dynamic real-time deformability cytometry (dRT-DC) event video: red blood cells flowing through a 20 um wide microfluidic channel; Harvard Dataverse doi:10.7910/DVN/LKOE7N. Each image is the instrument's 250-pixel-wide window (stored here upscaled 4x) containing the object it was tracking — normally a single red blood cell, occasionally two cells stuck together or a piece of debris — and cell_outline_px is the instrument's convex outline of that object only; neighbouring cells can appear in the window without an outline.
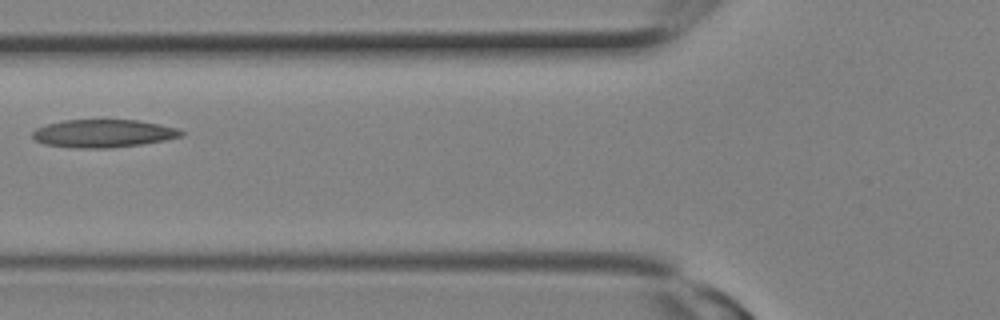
{"species": "Egyptian fruit bat (a non-hibernating species)", "species_latin": "Rousettus aegyptiacus", "temperature_condition": "room temperature", "stored_images_in_passage": 18, "camera_frame_rate_fps": 3000, "um_per_image_px": 0.085, "animal": {"sex": "female"}, "frame": {"image": 1, "passage_image": 3, "time_ms": 0.667, "image_size_px": [1000, 320], "cell_outline_px": [[184, 136], [164, 140], [140, 144], [112, 148], [76, 148], [44, 144], [36, 140], [32, 136], [32, 132], [36, 128], [48, 124], [64, 120], [136, 120], [160, 124], [180, 128], [184, 132]], "centroid_in_image_um": [8.81, 11.34], "position_along_channel_um": 117.0, "area_um2": 24.22}}
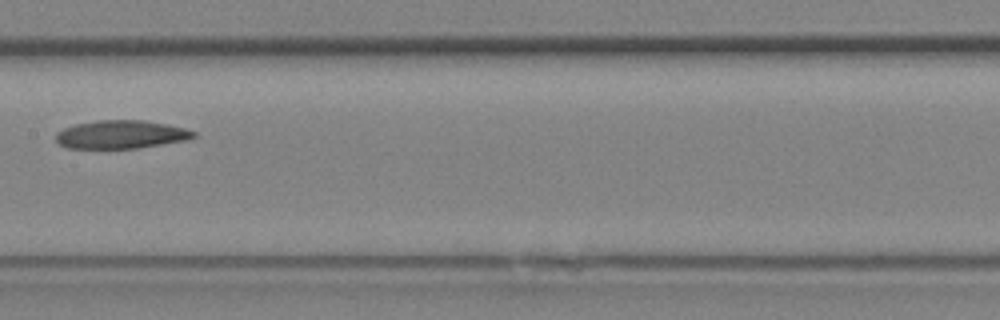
{"frame": {"image": 2, "passage_image": 6, "time_ms": 1.667, "image_size_px": [1000, 320], "cell_outline_px": [[196, 136], [188, 140], [136, 148], [68, 148], [60, 144], [56, 140], [56, 132], [64, 128], [76, 124], [96, 120], [144, 120], [184, 128], [196, 132]], "centroid_in_image_um": [10.28, 11.43], "position_along_channel_um": 197.1, "area_um2": 22.54}}